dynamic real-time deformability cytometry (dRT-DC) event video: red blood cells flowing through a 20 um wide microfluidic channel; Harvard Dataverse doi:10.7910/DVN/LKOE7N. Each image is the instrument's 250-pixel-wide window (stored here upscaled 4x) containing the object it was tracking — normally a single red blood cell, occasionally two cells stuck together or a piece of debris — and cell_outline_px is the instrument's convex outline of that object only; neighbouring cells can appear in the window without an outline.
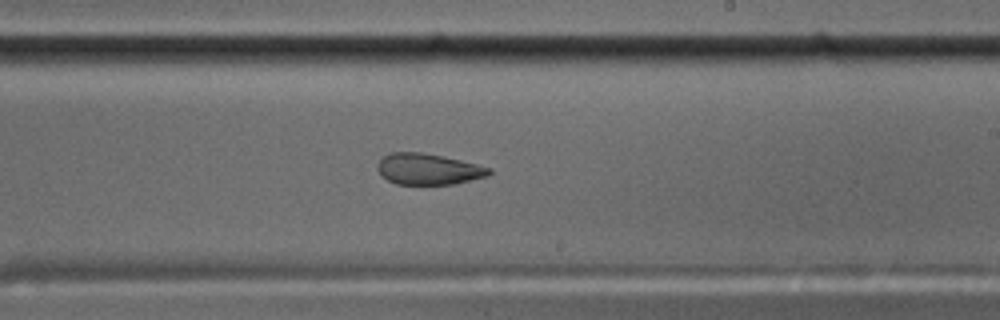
{"species": "common noctule bat (a hibernating species)", "species_latin": "Nyctalus noctula", "temperature_condition": "cold", "stored_images_in_passage": 47, "camera_frame_rate_fps": 3000, "um_per_image_px": 0.085, "animal": {"sex": "male", "body_mass_g": 17.5, "forearm_length_mm": 52.3}, "frame": {"image": 1, "passage_image": 24, "time_ms": 7.667, "image_size_px": [1000, 320], "cell_outline_px": [[492, 172], [488, 176], [456, 184], [396, 184], [380, 176], [376, 168], [380, 160], [384, 156], [392, 152], [420, 152], [460, 160], [492, 168]], "centroid_in_image_um": [36.4, 14.38], "position_along_channel_um": 252.6, "area_um2": 20.23}}
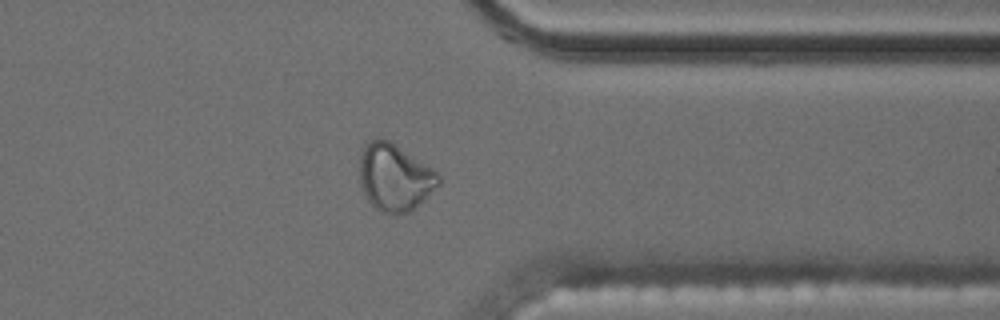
{"frame": {"image": 2, "passage_image": 35, "time_ms": 11.333, "image_size_px": [1000, 320], "cell_outline_px": [[440, 184], [408, 212], [384, 212], [376, 208], [368, 200], [364, 192], [360, 180], [360, 152], [364, 144], [368, 140], [388, 140], [440, 172]], "centroid_in_image_um": [33.55, 15.03], "position_along_channel_um": 377.8, "area_um2": 30.29}}
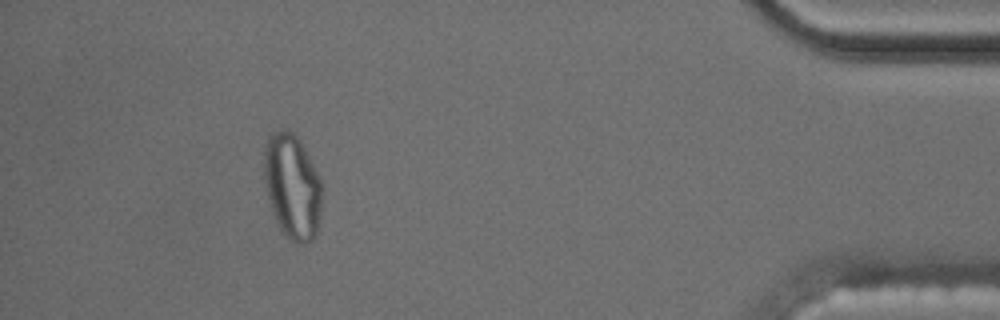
{"frame": {"image": 3, "passage_image": 42, "time_ms": 13.667, "image_size_px": [1000, 320], "cell_outline_px": [[320, 216], [316, 236], [312, 240], [304, 244], [296, 244], [280, 228], [272, 212], [268, 200], [264, 176], [264, 148], [268, 136], [284, 128], [288, 128], [300, 140], [320, 180]], "centroid_in_image_um": [24.82, 15.85], "position_along_channel_um": 410.4, "area_um2": 35.08}, "authors_computed_cell_mechanics": {"area_um2": 22.0218, "velocity_mm_per_s": 3.5421, "shape_relaxation_time_tau1_ms": null, "shape_relaxation_time_tau2_ms": 2.3601, "deformation_change_tau1": null, "deformation_change_tau2": 0.0751}}